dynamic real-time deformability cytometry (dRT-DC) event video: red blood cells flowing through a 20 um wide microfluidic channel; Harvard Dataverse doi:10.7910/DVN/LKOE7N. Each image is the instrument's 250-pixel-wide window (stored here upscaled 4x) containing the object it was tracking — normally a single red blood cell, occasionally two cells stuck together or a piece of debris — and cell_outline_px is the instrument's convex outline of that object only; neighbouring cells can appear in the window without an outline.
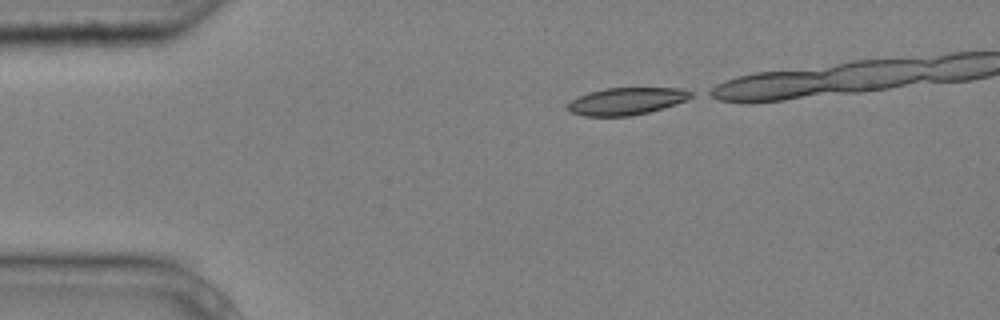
{"species": "common noctule bat (a hibernating species)", "species_latin": "Nyctalus noctula", "temperature_condition": "cold", "stored_images_in_passage": 4, "camera_frame_rate_fps": 3000, "um_per_image_px": 0.085, "animal": {"sex": "male", "body_mass_g": 20.4}, "frame": {"image": 1, "passage_image": 1, "time_ms": 0.0, "image_size_px": [1000, 320], "cell_outline_px": [[696, 96], [688, 100], [664, 108], [648, 112], [628, 116], [584, 116], [568, 112], [564, 108], [572, 100], [588, 92], [604, 88], [684, 88], [692, 92]], "centroid_in_image_um": [53.27, 8.6], "position_along_channel_um": 31.7, "area_um2": 19.83}}
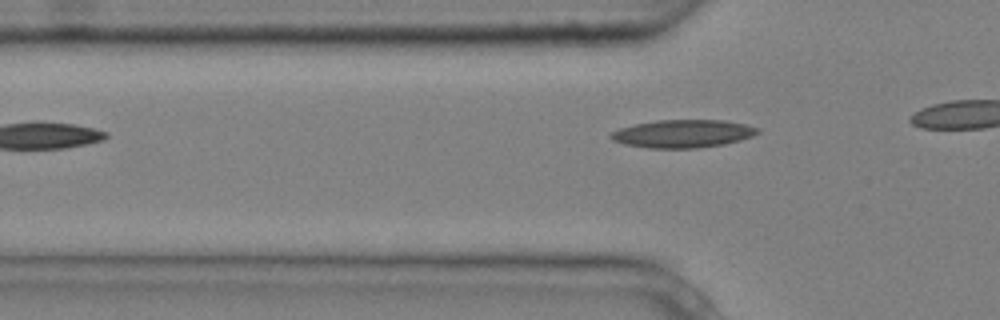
{"frame": {"image": 2, "passage_image": 4, "time_ms": 1.0, "image_size_px": [1000, 320], "cell_outline_px": [[760, 132], [752, 136], [740, 140], [724, 144], [696, 148], [648, 148], [624, 144], [612, 140], [608, 136], [612, 132], [620, 128], [636, 124], [656, 120], [724, 120], [744, 124], [760, 128]], "centroid_in_image_um": [58.04, 11.36], "position_along_channel_um": 67.8, "area_um2": 23.87}}